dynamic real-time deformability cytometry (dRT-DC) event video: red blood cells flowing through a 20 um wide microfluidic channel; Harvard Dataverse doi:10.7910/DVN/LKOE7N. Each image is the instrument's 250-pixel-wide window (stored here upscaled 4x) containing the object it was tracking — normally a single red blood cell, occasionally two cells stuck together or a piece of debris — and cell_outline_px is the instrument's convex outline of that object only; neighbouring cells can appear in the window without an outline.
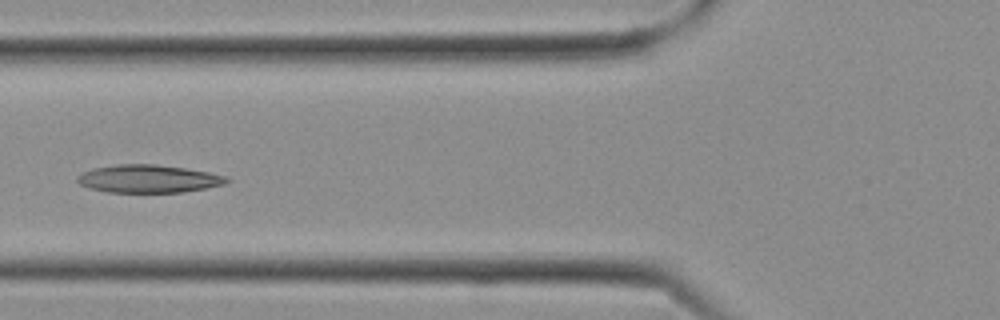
{"species": "Egyptian fruit bat (a non-hibernating species)", "species_latin": "Rousettus aegyptiacus", "temperature_condition": "cold", "stored_images_in_passage": 11, "camera_frame_rate_fps": 3000, "um_per_image_px": 0.085, "frame": {"image": 1, "passage_image": 10, "time_ms": 3.0, "image_size_px": [1000, 320], "cell_outline_px": [[232, 180], [224, 184], [184, 192], [108, 192], [88, 188], [80, 184], [76, 180], [76, 176], [92, 168], [116, 164], [156, 164], [184, 168], [208, 172], [228, 176]], "centroid_in_image_um": [12.61, 15.19], "position_along_channel_um": 113.2, "area_um2": 24.33}}